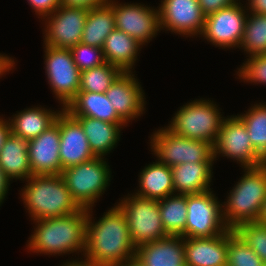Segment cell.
<instances>
[{"mask_svg": "<svg viewBox=\"0 0 266 266\" xmlns=\"http://www.w3.org/2000/svg\"><path fill=\"white\" fill-rule=\"evenodd\" d=\"M116 28L113 8L108 4L88 10L81 43L103 48L107 36Z\"/></svg>", "mask_w": 266, "mask_h": 266, "instance_id": "obj_28", "label": "cell"}, {"mask_svg": "<svg viewBox=\"0 0 266 266\" xmlns=\"http://www.w3.org/2000/svg\"><path fill=\"white\" fill-rule=\"evenodd\" d=\"M27 2L41 20L60 6V0H27Z\"/></svg>", "mask_w": 266, "mask_h": 266, "instance_id": "obj_37", "label": "cell"}, {"mask_svg": "<svg viewBox=\"0 0 266 266\" xmlns=\"http://www.w3.org/2000/svg\"><path fill=\"white\" fill-rule=\"evenodd\" d=\"M245 6L248 12L266 15V0H247Z\"/></svg>", "mask_w": 266, "mask_h": 266, "instance_id": "obj_40", "label": "cell"}, {"mask_svg": "<svg viewBox=\"0 0 266 266\" xmlns=\"http://www.w3.org/2000/svg\"><path fill=\"white\" fill-rule=\"evenodd\" d=\"M138 178L136 196L159 201L174 194L171 168L157 158L142 169Z\"/></svg>", "mask_w": 266, "mask_h": 266, "instance_id": "obj_25", "label": "cell"}, {"mask_svg": "<svg viewBox=\"0 0 266 266\" xmlns=\"http://www.w3.org/2000/svg\"><path fill=\"white\" fill-rule=\"evenodd\" d=\"M142 47L137 40L115 28L107 36L102 50L105 62L119 67L123 72H132Z\"/></svg>", "mask_w": 266, "mask_h": 266, "instance_id": "obj_24", "label": "cell"}, {"mask_svg": "<svg viewBox=\"0 0 266 266\" xmlns=\"http://www.w3.org/2000/svg\"><path fill=\"white\" fill-rule=\"evenodd\" d=\"M106 159L94 157L89 161L62 170L60 175L72 198L81 208H93L94 203L98 202L97 200L109 187L112 169Z\"/></svg>", "mask_w": 266, "mask_h": 266, "instance_id": "obj_6", "label": "cell"}, {"mask_svg": "<svg viewBox=\"0 0 266 266\" xmlns=\"http://www.w3.org/2000/svg\"><path fill=\"white\" fill-rule=\"evenodd\" d=\"M151 154L170 168L189 162H214L213 145L175 135L166 126L150 137Z\"/></svg>", "mask_w": 266, "mask_h": 266, "instance_id": "obj_7", "label": "cell"}, {"mask_svg": "<svg viewBox=\"0 0 266 266\" xmlns=\"http://www.w3.org/2000/svg\"><path fill=\"white\" fill-rule=\"evenodd\" d=\"M159 212L166 233L185 238L187 195L173 194L159 200Z\"/></svg>", "mask_w": 266, "mask_h": 266, "instance_id": "obj_29", "label": "cell"}, {"mask_svg": "<svg viewBox=\"0 0 266 266\" xmlns=\"http://www.w3.org/2000/svg\"><path fill=\"white\" fill-rule=\"evenodd\" d=\"M239 1L205 16L201 37L222 49L239 48L248 15Z\"/></svg>", "mask_w": 266, "mask_h": 266, "instance_id": "obj_12", "label": "cell"}, {"mask_svg": "<svg viewBox=\"0 0 266 266\" xmlns=\"http://www.w3.org/2000/svg\"><path fill=\"white\" fill-rule=\"evenodd\" d=\"M261 258L233 230L228 229L227 266H263Z\"/></svg>", "mask_w": 266, "mask_h": 266, "instance_id": "obj_33", "label": "cell"}, {"mask_svg": "<svg viewBox=\"0 0 266 266\" xmlns=\"http://www.w3.org/2000/svg\"><path fill=\"white\" fill-rule=\"evenodd\" d=\"M108 4L113 8L116 29L141 45L148 44L161 31L158 7L134 2L119 3L116 0H109Z\"/></svg>", "mask_w": 266, "mask_h": 266, "instance_id": "obj_13", "label": "cell"}, {"mask_svg": "<svg viewBox=\"0 0 266 266\" xmlns=\"http://www.w3.org/2000/svg\"><path fill=\"white\" fill-rule=\"evenodd\" d=\"M243 170L244 175L222 202L224 223L233 230L242 223L258 221L266 199V163Z\"/></svg>", "mask_w": 266, "mask_h": 266, "instance_id": "obj_4", "label": "cell"}, {"mask_svg": "<svg viewBox=\"0 0 266 266\" xmlns=\"http://www.w3.org/2000/svg\"><path fill=\"white\" fill-rule=\"evenodd\" d=\"M214 191L187 194L185 238L215 237L225 233L222 202Z\"/></svg>", "mask_w": 266, "mask_h": 266, "instance_id": "obj_11", "label": "cell"}, {"mask_svg": "<svg viewBox=\"0 0 266 266\" xmlns=\"http://www.w3.org/2000/svg\"><path fill=\"white\" fill-rule=\"evenodd\" d=\"M119 201L116 205L126 217L132 244L136 248L169 236L162 225L158 200L128 193Z\"/></svg>", "mask_w": 266, "mask_h": 266, "instance_id": "obj_8", "label": "cell"}, {"mask_svg": "<svg viewBox=\"0 0 266 266\" xmlns=\"http://www.w3.org/2000/svg\"><path fill=\"white\" fill-rule=\"evenodd\" d=\"M11 180L0 167V206L3 204L6 195L8 194Z\"/></svg>", "mask_w": 266, "mask_h": 266, "instance_id": "obj_42", "label": "cell"}, {"mask_svg": "<svg viewBox=\"0 0 266 266\" xmlns=\"http://www.w3.org/2000/svg\"><path fill=\"white\" fill-rule=\"evenodd\" d=\"M93 208L87 209L86 249L84 260L94 265L114 266L135 259L136 247L132 244L123 211L116 205L95 219ZM93 219V220H92Z\"/></svg>", "mask_w": 266, "mask_h": 266, "instance_id": "obj_1", "label": "cell"}, {"mask_svg": "<svg viewBox=\"0 0 266 266\" xmlns=\"http://www.w3.org/2000/svg\"><path fill=\"white\" fill-rule=\"evenodd\" d=\"M245 60L237 68V78L251 85H266V54L251 56Z\"/></svg>", "mask_w": 266, "mask_h": 266, "instance_id": "obj_35", "label": "cell"}, {"mask_svg": "<svg viewBox=\"0 0 266 266\" xmlns=\"http://www.w3.org/2000/svg\"><path fill=\"white\" fill-rule=\"evenodd\" d=\"M114 266H143L136 258Z\"/></svg>", "mask_w": 266, "mask_h": 266, "instance_id": "obj_45", "label": "cell"}, {"mask_svg": "<svg viewBox=\"0 0 266 266\" xmlns=\"http://www.w3.org/2000/svg\"><path fill=\"white\" fill-rule=\"evenodd\" d=\"M72 116H85L109 123H125L105 93L79 91L65 108Z\"/></svg>", "mask_w": 266, "mask_h": 266, "instance_id": "obj_26", "label": "cell"}, {"mask_svg": "<svg viewBox=\"0 0 266 266\" xmlns=\"http://www.w3.org/2000/svg\"><path fill=\"white\" fill-rule=\"evenodd\" d=\"M239 49L246 57L266 54V15L248 12Z\"/></svg>", "mask_w": 266, "mask_h": 266, "instance_id": "obj_31", "label": "cell"}, {"mask_svg": "<svg viewBox=\"0 0 266 266\" xmlns=\"http://www.w3.org/2000/svg\"><path fill=\"white\" fill-rule=\"evenodd\" d=\"M73 61L80 71L91 69L105 63L103 50L100 47H93L78 43L70 49Z\"/></svg>", "mask_w": 266, "mask_h": 266, "instance_id": "obj_36", "label": "cell"}, {"mask_svg": "<svg viewBox=\"0 0 266 266\" xmlns=\"http://www.w3.org/2000/svg\"><path fill=\"white\" fill-rule=\"evenodd\" d=\"M80 258H77L76 260L73 258L71 261H66L63 262V264H61L62 266H104V265H94V264H90L87 263L85 261H83V258H81V260H79Z\"/></svg>", "mask_w": 266, "mask_h": 266, "instance_id": "obj_44", "label": "cell"}, {"mask_svg": "<svg viewBox=\"0 0 266 266\" xmlns=\"http://www.w3.org/2000/svg\"><path fill=\"white\" fill-rule=\"evenodd\" d=\"M213 148L215 162L221 156L232 159L242 168H254L266 163L253 148L246 125L238 115L224 118Z\"/></svg>", "mask_w": 266, "mask_h": 266, "instance_id": "obj_10", "label": "cell"}, {"mask_svg": "<svg viewBox=\"0 0 266 266\" xmlns=\"http://www.w3.org/2000/svg\"><path fill=\"white\" fill-rule=\"evenodd\" d=\"M222 115L213 100L195 99L180 106L166 127L175 135L207 141L214 146L225 118Z\"/></svg>", "mask_w": 266, "mask_h": 266, "instance_id": "obj_5", "label": "cell"}, {"mask_svg": "<svg viewBox=\"0 0 266 266\" xmlns=\"http://www.w3.org/2000/svg\"><path fill=\"white\" fill-rule=\"evenodd\" d=\"M0 167L11 181L31 177L28 140L10 134L0 150Z\"/></svg>", "mask_w": 266, "mask_h": 266, "instance_id": "obj_27", "label": "cell"}, {"mask_svg": "<svg viewBox=\"0 0 266 266\" xmlns=\"http://www.w3.org/2000/svg\"><path fill=\"white\" fill-rule=\"evenodd\" d=\"M123 71L112 64H104L83 70L80 74L79 91L105 93Z\"/></svg>", "mask_w": 266, "mask_h": 266, "instance_id": "obj_32", "label": "cell"}, {"mask_svg": "<svg viewBox=\"0 0 266 266\" xmlns=\"http://www.w3.org/2000/svg\"><path fill=\"white\" fill-rule=\"evenodd\" d=\"M58 126L61 172L67 167L78 165L96 157L92 153L80 122L65 109H62L58 114Z\"/></svg>", "mask_w": 266, "mask_h": 266, "instance_id": "obj_17", "label": "cell"}, {"mask_svg": "<svg viewBox=\"0 0 266 266\" xmlns=\"http://www.w3.org/2000/svg\"><path fill=\"white\" fill-rule=\"evenodd\" d=\"M25 182L19 194L33 221L67 216L81 209L61 175H32Z\"/></svg>", "mask_w": 266, "mask_h": 266, "instance_id": "obj_3", "label": "cell"}, {"mask_svg": "<svg viewBox=\"0 0 266 266\" xmlns=\"http://www.w3.org/2000/svg\"><path fill=\"white\" fill-rule=\"evenodd\" d=\"M60 131L55 122L37 138L28 141L29 164L32 175H60Z\"/></svg>", "mask_w": 266, "mask_h": 266, "instance_id": "obj_18", "label": "cell"}, {"mask_svg": "<svg viewBox=\"0 0 266 266\" xmlns=\"http://www.w3.org/2000/svg\"><path fill=\"white\" fill-rule=\"evenodd\" d=\"M81 124L88 139L92 153L104 157L116 148L121 138V131L126 123H109L85 116H73Z\"/></svg>", "mask_w": 266, "mask_h": 266, "instance_id": "obj_22", "label": "cell"}, {"mask_svg": "<svg viewBox=\"0 0 266 266\" xmlns=\"http://www.w3.org/2000/svg\"><path fill=\"white\" fill-rule=\"evenodd\" d=\"M34 231L26 247L37 254L60 256L63 254L84 255L86 249L87 209L62 217L34 221Z\"/></svg>", "mask_w": 266, "mask_h": 266, "instance_id": "obj_2", "label": "cell"}, {"mask_svg": "<svg viewBox=\"0 0 266 266\" xmlns=\"http://www.w3.org/2000/svg\"><path fill=\"white\" fill-rule=\"evenodd\" d=\"M200 8L205 16L217 12L221 8L228 7L239 0H198Z\"/></svg>", "mask_w": 266, "mask_h": 266, "instance_id": "obj_38", "label": "cell"}, {"mask_svg": "<svg viewBox=\"0 0 266 266\" xmlns=\"http://www.w3.org/2000/svg\"><path fill=\"white\" fill-rule=\"evenodd\" d=\"M43 46L47 82L54 97L65 109L79 92L81 71L73 61L70 49Z\"/></svg>", "mask_w": 266, "mask_h": 266, "instance_id": "obj_9", "label": "cell"}, {"mask_svg": "<svg viewBox=\"0 0 266 266\" xmlns=\"http://www.w3.org/2000/svg\"><path fill=\"white\" fill-rule=\"evenodd\" d=\"M264 103L252 104L244 114L237 115L246 125L253 148L266 161V102Z\"/></svg>", "mask_w": 266, "mask_h": 266, "instance_id": "obj_30", "label": "cell"}, {"mask_svg": "<svg viewBox=\"0 0 266 266\" xmlns=\"http://www.w3.org/2000/svg\"><path fill=\"white\" fill-rule=\"evenodd\" d=\"M108 1L109 0H60V5L89 10L93 7L104 5L108 3Z\"/></svg>", "mask_w": 266, "mask_h": 266, "instance_id": "obj_39", "label": "cell"}, {"mask_svg": "<svg viewBox=\"0 0 266 266\" xmlns=\"http://www.w3.org/2000/svg\"><path fill=\"white\" fill-rule=\"evenodd\" d=\"M62 109L54 111L37 105L19 111L8 119L11 134L28 141L37 138L55 122Z\"/></svg>", "mask_w": 266, "mask_h": 266, "instance_id": "obj_23", "label": "cell"}, {"mask_svg": "<svg viewBox=\"0 0 266 266\" xmlns=\"http://www.w3.org/2000/svg\"><path fill=\"white\" fill-rule=\"evenodd\" d=\"M14 58L9 57L8 55H4L0 53V78L1 76L6 75L7 72L13 71L15 69V62Z\"/></svg>", "mask_w": 266, "mask_h": 266, "instance_id": "obj_41", "label": "cell"}, {"mask_svg": "<svg viewBox=\"0 0 266 266\" xmlns=\"http://www.w3.org/2000/svg\"><path fill=\"white\" fill-rule=\"evenodd\" d=\"M214 162H189L171 168L174 194H197L212 190Z\"/></svg>", "mask_w": 266, "mask_h": 266, "instance_id": "obj_21", "label": "cell"}, {"mask_svg": "<svg viewBox=\"0 0 266 266\" xmlns=\"http://www.w3.org/2000/svg\"><path fill=\"white\" fill-rule=\"evenodd\" d=\"M10 134L11 129L9 121L0 116V150Z\"/></svg>", "mask_w": 266, "mask_h": 266, "instance_id": "obj_43", "label": "cell"}, {"mask_svg": "<svg viewBox=\"0 0 266 266\" xmlns=\"http://www.w3.org/2000/svg\"><path fill=\"white\" fill-rule=\"evenodd\" d=\"M134 73L135 71L122 72L105 92L117 115L126 124L141 117L147 104L141 82H138Z\"/></svg>", "mask_w": 266, "mask_h": 266, "instance_id": "obj_16", "label": "cell"}, {"mask_svg": "<svg viewBox=\"0 0 266 266\" xmlns=\"http://www.w3.org/2000/svg\"><path fill=\"white\" fill-rule=\"evenodd\" d=\"M88 10L60 5L44 17L43 45L71 49L81 42Z\"/></svg>", "mask_w": 266, "mask_h": 266, "instance_id": "obj_14", "label": "cell"}, {"mask_svg": "<svg viewBox=\"0 0 266 266\" xmlns=\"http://www.w3.org/2000/svg\"><path fill=\"white\" fill-rule=\"evenodd\" d=\"M158 6L160 28L183 37H200L205 15L198 0H161ZM199 35V36H198Z\"/></svg>", "mask_w": 266, "mask_h": 266, "instance_id": "obj_15", "label": "cell"}, {"mask_svg": "<svg viewBox=\"0 0 266 266\" xmlns=\"http://www.w3.org/2000/svg\"><path fill=\"white\" fill-rule=\"evenodd\" d=\"M234 231L266 262V225L258 221L238 225Z\"/></svg>", "mask_w": 266, "mask_h": 266, "instance_id": "obj_34", "label": "cell"}, {"mask_svg": "<svg viewBox=\"0 0 266 266\" xmlns=\"http://www.w3.org/2000/svg\"><path fill=\"white\" fill-rule=\"evenodd\" d=\"M228 230L215 237L184 238L185 266H227Z\"/></svg>", "mask_w": 266, "mask_h": 266, "instance_id": "obj_19", "label": "cell"}, {"mask_svg": "<svg viewBox=\"0 0 266 266\" xmlns=\"http://www.w3.org/2000/svg\"><path fill=\"white\" fill-rule=\"evenodd\" d=\"M135 258L143 266H185L184 238L171 236L136 248Z\"/></svg>", "mask_w": 266, "mask_h": 266, "instance_id": "obj_20", "label": "cell"}]
</instances>
